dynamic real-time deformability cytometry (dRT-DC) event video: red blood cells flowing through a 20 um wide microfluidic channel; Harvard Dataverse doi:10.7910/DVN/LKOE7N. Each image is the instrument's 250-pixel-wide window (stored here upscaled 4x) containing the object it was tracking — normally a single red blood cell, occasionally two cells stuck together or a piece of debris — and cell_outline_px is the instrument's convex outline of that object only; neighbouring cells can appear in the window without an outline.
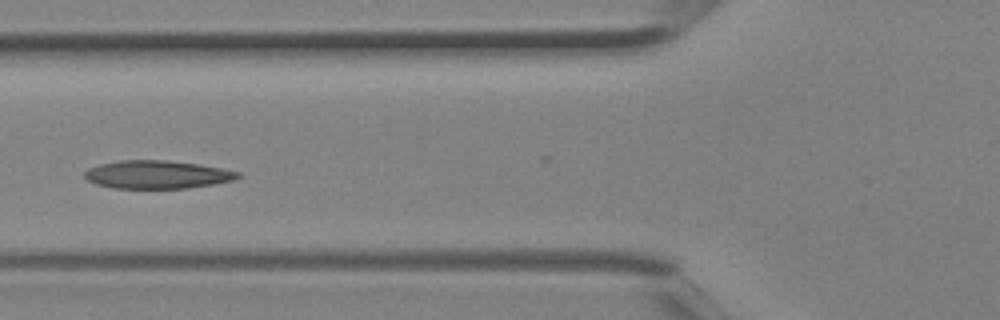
{"species": "Egyptian fruit bat (a non-hibernating species)", "species_latin": "Rousettus aegyptiacus", "temperature_condition": "room temperature", "stored_images_in_passage": 4, "camera_frame_rate_fps": 3000, "um_per_image_px": 0.085, "animal": {"sex": "female"}, "frame": {"image": 1, "passage_image": 4, "time_ms": 1.0, "image_size_px": [1000, 320], "cell_outline_px": [[240, 176], [232, 180], [212, 184], [188, 188], [116, 188], [96, 184], [88, 180], [84, 176], [84, 172], [88, 168], [100, 164], [120, 160], [164, 160], [200, 164], [240, 172]], "centroid_in_image_um": [13.33, 14.83], "position_along_channel_um": 112.5, "area_um2": 24.91}}